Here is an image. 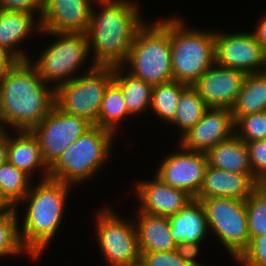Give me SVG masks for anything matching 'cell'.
Listing matches in <instances>:
<instances>
[{"label": "cell", "mask_w": 266, "mask_h": 266, "mask_svg": "<svg viewBox=\"0 0 266 266\" xmlns=\"http://www.w3.org/2000/svg\"><path fill=\"white\" fill-rule=\"evenodd\" d=\"M54 36L55 41L43 50L38 58L29 61L37 69L39 76L55 90L79 74L80 67L90 59L87 33L82 32H46ZM54 83V85H53Z\"/></svg>", "instance_id": "cell-7"}, {"label": "cell", "mask_w": 266, "mask_h": 266, "mask_svg": "<svg viewBox=\"0 0 266 266\" xmlns=\"http://www.w3.org/2000/svg\"><path fill=\"white\" fill-rule=\"evenodd\" d=\"M246 75L240 70L214 64L192 86L209 107L231 109Z\"/></svg>", "instance_id": "cell-16"}, {"label": "cell", "mask_w": 266, "mask_h": 266, "mask_svg": "<svg viewBox=\"0 0 266 266\" xmlns=\"http://www.w3.org/2000/svg\"><path fill=\"white\" fill-rule=\"evenodd\" d=\"M234 121L235 135L245 143L266 139V110L238 117Z\"/></svg>", "instance_id": "cell-32"}, {"label": "cell", "mask_w": 266, "mask_h": 266, "mask_svg": "<svg viewBox=\"0 0 266 266\" xmlns=\"http://www.w3.org/2000/svg\"><path fill=\"white\" fill-rule=\"evenodd\" d=\"M122 66L114 67V82L121 88L128 112L137 116L150 108L152 85L126 73Z\"/></svg>", "instance_id": "cell-24"}, {"label": "cell", "mask_w": 266, "mask_h": 266, "mask_svg": "<svg viewBox=\"0 0 266 266\" xmlns=\"http://www.w3.org/2000/svg\"><path fill=\"white\" fill-rule=\"evenodd\" d=\"M34 15L37 14L17 10H0V46L6 48L18 60L32 58L28 56V53H24L25 50L21 48L19 50L17 47L28 38L30 39L35 30L42 31L40 19L37 21Z\"/></svg>", "instance_id": "cell-19"}, {"label": "cell", "mask_w": 266, "mask_h": 266, "mask_svg": "<svg viewBox=\"0 0 266 266\" xmlns=\"http://www.w3.org/2000/svg\"><path fill=\"white\" fill-rule=\"evenodd\" d=\"M96 216V241L107 266H128L140 261L135 222L123 220L109 207ZM98 239V240H97Z\"/></svg>", "instance_id": "cell-10"}, {"label": "cell", "mask_w": 266, "mask_h": 266, "mask_svg": "<svg viewBox=\"0 0 266 266\" xmlns=\"http://www.w3.org/2000/svg\"><path fill=\"white\" fill-rule=\"evenodd\" d=\"M234 262L239 266H266V235L254 236Z\"/></svg>", "instance_id": "cell-33"}, {"label": "cell", "mask_w": 266, "mask_h": 266, "mask_svg": "<svg viewBox=\"0 0 266 266\" xmlns=\"http://www.w3.org/2000/svg\"><path fill=\"white\" fill-rule=\"evenodd\" d=\"M1 10L26 11L40 15L43 10V0H0Z\"/></svg>", "instance_id": "cell-36"}, {"label": "cell", "mask_w": 266, "mask_h": 266, "mask_svg": "<svg viewBox=\"0 0 266 266\" xmlns=\"http://www.w3.org/2000/svg\"><path fill=\"white\" fill-rule=\"evenodd\" d=\"M8 161V131L0 134V165Z\"/></svg>", "instance_id": "cell-40"}, {"label": "cell", "mask_w": 266, "mask_h": 266, "mask_svg": "<svg viewBox=\"0 0 266 266\" xmlns=\"http://www.w3.org/2000/svg\"><path fill=\"white\" fill-rule=\"evenodd\" d=\"M18 61L6 48L0 46V78Z\"/></svg>", "instance_id": "cell-38"}, {"label": "cell", "mask_w": 266, "mask_h": 266, "mask_svg": "<svg viewBox=\"0 0 266 266\" xmlns=\"http://www.w3.org/2000/svg\"><path fill=\"white\" fill-rule=\"evenodd\" d=\"M4 131V128H3V123L0 122V134Z\"/></svg>", "instance_id": "cell-43"}, {"label": "cell", "mask_w": 266, "mask_h": 266, "mask_svg": "<svg viewBox=\"0 0 266 266\" xmlns=\"http://www.w3.org/2000/svg\"><path fill=\"white\" fill-rule=\"evenodd\" d=\"M188 86V84L176 80L154 85L150 103L153 114L160 117L159 120L170 124L175 118L180 95Z\"/></svg>", "instance_id": "cell-26"}, {"label": "cell", "mask_w": 266, "mask_h": 266, "mask_svg": "<svg viewBox=\"0 0 266 266\" xmlns=\"http://www.w3.org/2000/svg\"><path fill=\"white\" fill-rule=\"evenodd\" d=\"M12 207L5 201L0 193V212L10 210Z\"/></svg>", "instance_id": "cell-41"}, {"label": "cell", "mask_w": 266, "mask_h": 266, "mask_svg": "<svg viewBox=\"0 0 266 266\" xmlns=\"http://www.w3.org/2000/svg\"><path fill=\"white\" fill-rule=\"evenodd\" d=\"M266 110V71L247 74L231 108L233 119Z\"/></svg>", "instance_id": "cell-25"}, {"label": "cell", "mask_w": 266, "mask_h": 266, "mask_svg": "<svg viewBox=\"0 0 266 266\" xmlns=\"http://www.w3.org/2000/svg\"><path fill=\"white\" fill-rule=\"evenodd\" d=\"M129 116L132 117L127 110L121 88L112 81L108 85L101 102L98 126L116 134L119 131V129L117 130L120 127L119 123Z\"/></svg>", "instance_id": "cell-28"}, {"label": "cell", "mask_w": 266, "mask_h": 266, "mask_svg": "<svg viewBox=\"0 0 266 266\" xmlns=\"http://www.w3.org/2000/svg\"><path fill=\"white\" fill-rule=\"evenodd\" d=\"M140 260L146 266H190L174 250L166 252H140Z\"/></svg>", "instance_id": "cell-35"}, {"label": "cell", "mask_w": 266, "mask_h": 266, "mask_svg": "<svg viewBox=\"0 0 266 266\" xmlns=\"http://www.w3.org/2000/svg\"><path fill=\"white\" fill-rule=\"evenodd\" d=\"M200 200L207 220L208 230L224 245L236 260L248 247L245 201L225 197L195 198Z\"/></svg>", "instance_id": "cell-9"}, {"label": "cell", "mask_w": 266, "mask_h": 266, "mask_svg": "<svg viewBox=\"0 0 266 266\" xmlns=\"http://www.w3.org/2000/svg\"><path fill=\"white\" fill-rule=\"evenodd\" d=\"M175 118L170 123L177 126L183 136L189 131L210 108L200 97L198 91L189 85L180 95Z\"/></svg>", "instance_id": "cell-27"}, {"label": "cell", "mask_w": 266, "mask_h": 266, "mask_svg": "<svg viewBox=\"0 0 266 266\" xmlns=\"http://www.w3.org/2000/svg\"><path fill=\"white\" fill-rule=\"evenodd\" d=\"M170 152L161 160L156 175L171 187L185 190L195 198L202 186L205 170L208 166L206 153L184 149Z\"/></svg>", "instance_id": "cell-13"}, {"label": "cell", "mask_w": 266, "mask_h": 266, "mask_svg": "<svg viewBox=\"0 0 266 266\" xmlns=\"http://www.w3.org/2000/svg\"><path fill=\"white\" fill-rule=\"evenodd\" d=\"M137 182L134 191L140 212L169 217L177 214L193 199L185 190L171 187L157 176L151 181L146 179Z\"/></svg>", "instance_id": "cell-17"}, {"label": "cell", "mask_w": 266, "mask_h": 266, "mask_svg": "<svg viewBox=\"0 0 266 266\" xmlns=\"http://www.w3.org/2000/svg\"><path fill=\"white\" fill-rule=\"evenodd\" d=\"M250 240L266 235V184L258 185L245 200Z\"/></svg>", "instance_id": "cell-31"}, {"label": "cell", "mask_w": 266, "mask_h": 266, "mask_svg": "<svg viewBox=\"0 0 266 266\" xmlns=\"http://www.w3.org/2000/svg\"><path fill=\"white\" fill-rule=\"evenodd\" d=\"M20 203L27 207L19 225L20 239L28 252L41 257L60 229L69 190L73 187L51 178L40 179ZM71 187V188H70ZM53 238V239H52Z\"/></svg>", "instance_id": "cell-3"}, {"label": "cell", "mask_w": 266, "mask_h": 266, "mask_svg": "<svg viewBox=\"0 0 266 266\" xmlns=\"http://www.w3.org/2000/svg\"><path fill=\"white\" fill-rule=\"evenodd\" d=\"M129 0H96L87 31L91 64L95 66H123L137 31L146 23L139 5Z\"/></svg>", "instance_id": "cell-2"}, {"label": "cell", "mask_w": 266, "mask_h": 266, "mask_svg": "<svg viewBox=\"0 0 266 266\" xmlns=\"http://www.w3.org/2000/svg\"><path fill=\"white\" fill-rule=\"evenodd\" d=\"M206 155L211 167L240 174H253L246 143L235 134L211 148Z\"/></svg>", "instance_id": "cell-23"}, {"label": "cell", "mask_w": 266, "mask_h": 266, "mask_svg": "<svg viewBox=\"0 0 266 266\" xmlns=\"http://www.w3.org/2000/svg\"><path fill=\"white\" fill-rule=\"evenodd\" d=\"M175 243H202L209 232L200 200L193 198L177 214L168 217Z\"/></svg>", "instance_id": "cell-22"}, {"label": "cell", "mask_w": 266, "mask_h": 266, "mask_svg": "<svg viewBox=\"0 0 266 266\" xmlns=\"http://www.w3.org/2000/svg\"><path fill=\"white\" fill-rule=\"evenodd\" d=\"M128 266H146V265L143 264V262L140 260V261L135 262V263H132V264H130V265H128Z\"/></svg>", "instance_id": "cell-42"}, {"label": "cell", "mask_w": 266, "mask_h": 266, "mask_svg": "<svg viewBox=\"0 0 266 266\" xmlns=\"http://www.w3.org/2000/svg\"><path fill=\"white\" fill-rule=\"evenodd\" d=\"M50 87L29 60H18L0 78L4 130L31 131L36 127L55 105V89Z\"/></svg>", "instance_id": "cell-1"}, {"label": "cell", "mask_w": 266, "mask_h": 266, "mask_svg": "<svg viewBox=\"0 0 266 266\" xmlns=\"http://www.w3.org/2000/svg\"><path fill=\"white\" fill-rule=\"evenodd\" d=\"M181 18L170 16L171 68L173 79L193 85L215 64L214 31L186 27Z\"/></svg>", "instance_id": "cell-6"}, {"label": "cell", "mask_w": 266, "mask_h": 266, "mask_svg": "<svg viewBox=\"0 0 266 266\" xmlns=\"http://www.w3.org/2000/svg\"><path fill=\"white\" fill-rule=\"evenodd\" d=\"M135 226L140 252H166L174 250L176 243L171 236L168 217L137 212Z\"/></svg>", "instance_id": "cell-21"}, {"label": "cell", "mask_w": 266, "mask_h": 266, "mask_svg": "<svg viewBox=\"0 0 266 266\" xmlns=\"http://www.w3.org/2000/svg\"><path fill=\"white\" fill-rule=\"evenodd\" d=\"M8 134V161L30 177L37 170L43 172L42 180L48 178L49 167L44 162L41 148L32 131L16 130ZM11 134V135H10ZM41 168V169H40Z\"/></svg>", "instance_id": "cell-20"}, {"label": "cell", "mask_w": 266, "mask_h": 266, "mask_svg": "<svg viewBox=\"0 0 266 266\" xmlns=\"http://www.w3.org/2000/svg\"><path fill=\"white\" fill-rule=\"evenodd\" d=\"M122 67L132 76L152 86L174 80L171 68L170 17L159 22L156 20L153 24L146 22L137 31Z\"/></svg>", "instance_id": "cell-4"}, {"label": "cell", "mask_w": 266, "mask_h": 266, "mask_svg": "<svg viewBox=\"0 0 266 266\" xmlns=\"http://www.w3.org/2000/svg\"><path fill=\"white\" fill-rule=\"evenodd\" d=\"M260 184L253 174H240L208 165L195 198L225 197L245 201Z\"/></svg>", "instance_id": "cell-18"}, {"label": "cell", "mask_w": 266, "mask_h": 266, "mask_svg": "<svg viewBox=\"0 0 266 266\" xmlns=\"http://www.w3.org/2000/svg\"><path fill=\"white\" fill-rule=\"evenodd\" d=\"M17 209L11 208L0 212V257L17 256L22 253L28 255L34 261L40 258L31 255L23 246L19 233V218Z\"/></svg>", "instance_id": "cell-30"}, {"label": "cell", "mask_w": 266, "mask_h": 266, "mask_svg": "<svg viewBox=\"0 0 266 266\" xmlns=\"http://www.w3.org/2000/svg\"><path fill=\"white\" fill-rule=\"evenodd\" d=\"M116 134L93 125L49 167L48 178L80 185L91 180L109 159Z\"/></svg>", "instance_id": "cell-5"}, {"label": "cell", "mask_w": 266, "mask_h": 266, "mask_svg": "<svg viewBox=\"0 0 266 266\" xmlns=\"http://www.w3.org/2000/svg\"><path fill=\"white\" fill-rule=\"evenodd\" d=\"M96 0H43L42 31L87 33Z\"/></svg>", "instance_id": "cell-15"}, {"label": "cell", "mask_w": 266, "mask_h": 266, "mask_svg": "<svg viewBox=\"0 0 266 266\" xmlns=\"http://www.w3.org/2000/svg\"><path fill=\"white\" fill-rule=\"evenodd\" d=\"M215 64L246 74L266 71V53L251 32L214 31Z\"/></svg>", "instance_id": "cell-12"}, {"label": "cell", "mask_w": 266, "mask_h": 266, "mask_svg": "<svg viewBox=\"0 0 266 266\" xmlns=\"http://www.w3.org/2000/svg\"><path fill=\"white\" fill-rule=\"evenodd\" d=\"M231 109L210 107L189 131L178 141L184 149L207 153L218 143L235 134Z\"/></svg>", "instance_id": "cell-14"}, {"label": "cell", "mask_w": 266, "mask_h": 266, "mask_svg": "<svg viewBox=\"0 0 266 266\" xmlns=\"http://www.w3.org/2000/svg\"><path fill=\"white\" fill-rule=\"evenodd\" d=\"M252 33L255 35L256 40L266 53V15L263 16L261 21H259L257 27L254 29V31H252Z\"/></svg>", "instance_id": "cell-39"}, {"label": "cell", "mask_w": 266, "mask_h": 266, "mask_svg": "<svg viewBox=\"0 0 266 266\" xmlns=\"http://www.w3.org/2000/svg\"><path fill=\"white\" fill-rule=\"evenodd\" d=\"M31 178L9 161L0 165V193L11 207L20 206V202L30 190Z\"/></svg>", "instance_id": "cell-29"}, {"label": "cell", "mask_w": 266, "mask_h": 266, "mask_svg": "<svg viewBox=\"0 0 266 266\" xmlns=\"http://www.w3.org/2000/svg\"><path fill=\"white\" fill-rule=\"evenodd\" d=\"M86 71L55 90V104L64 112L84 117L98 126L104 93L114 80V67L91 64Z\"/></svg>", "instance_id": "cell-8"}, {"label": "cell", "mask_w": 266, "mask_h": 266, "mask_svg": "<svg viewBox=\"0 0 266 266\" xmlns=\"http://www.w3.org/2000/svg\"><path fill=\"white\" fill-rule=\"evenodd\" d=\"M253 176L266 184V139L246 143Z\"/></svg>", "instance_id": "cell-34"}, {"label": "cell", "mask_w": 266, "mask_h": 266, "mask_svg": "<svg viewBox=\"0 0 266 266\" xmlns=\"http://www.w3.org/2000/svg\"><path fill=\"white\" fill-rule=\"evenodd\" d=\"M201 243L198 242H180L176 244L175 251L181 259L186 261L190 266H204L196 261Z\"/></svg>", "instance_id": "cell-37"}, {"label": "cell", "mask_w": 266, "mask_h": 266, "mask_svg": "<svg viewBox=\"0 0 266 266\" xmlns=\"http://www.w3.org/2000/svg\"><path fill=\"white\" fill-rule=\"evenodd\" d=\"M92 126L86 118L68 114L55 104L48 115L31 131L39 142L44 162L50 167Z\"/></svg>", "instance_id": "cell-11"}]
</instances>
